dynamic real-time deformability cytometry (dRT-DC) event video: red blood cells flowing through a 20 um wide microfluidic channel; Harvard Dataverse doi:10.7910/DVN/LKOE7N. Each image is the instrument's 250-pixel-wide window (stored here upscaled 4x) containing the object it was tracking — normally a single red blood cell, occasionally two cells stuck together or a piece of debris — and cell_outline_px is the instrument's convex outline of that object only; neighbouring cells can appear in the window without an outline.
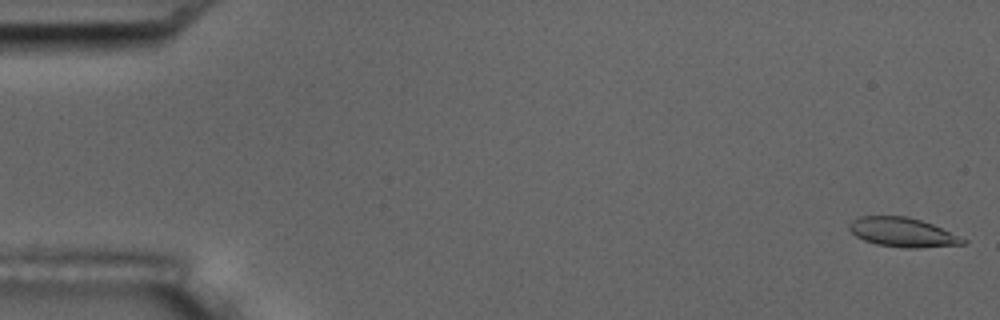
{"species": "common noctule bat (a hibernating species)", "species_latin": "Nyctalus noctula", "temperature_condition": "room temperature", "stored_images_in_passage": 5, "camera_frame_rate_fps": 3000, "um_per_image_px": 0.085, "animal": {"sex": "male", "body_mass_g": 17.5, "forearm_length_mm": 52.3}, "frame": {"image": 1, "passage_image": 1, "time_ms": 0.0, "image_size_px": [1000, 320], "cell_outline_px": [[968, 240], [964, 244], [916, 248], [904, 248], [876, 244], [864, 240], [856, 236], [848, 228], [848, 224], [852, 220], [860, 216], [908, 216], [932, 224]], "centroid_in_image_um": [76.69, 19.74], "position_along_channel_um": 8.3, "area_um2": 19.31}}
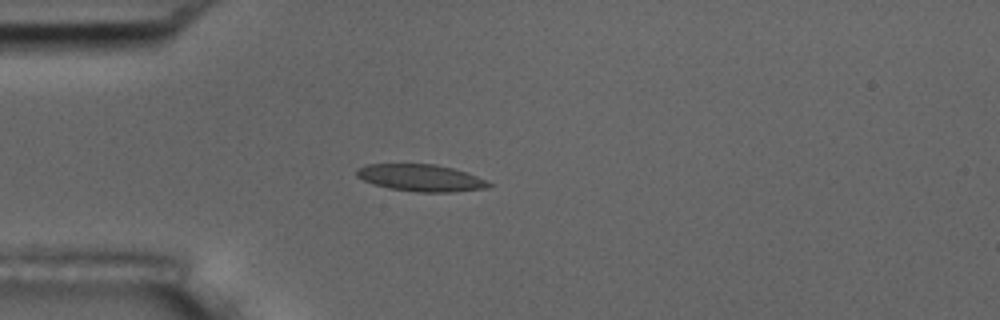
{"frame": {"image": 2, "passage_image": 5, "time_ms": 4.667, "image_size_px": [1000, 320], "cell_outline_px": [[492, 184], [488, 188], [452, 192], [420, 192], [388, 188], [372, 184], [356, 176], [356, 168], [364, 164], [436, 164], [468, 172]], "centroid_in_image_um": [35.74, 15.11], "position_along_channel_um": 49.3, "area_um2": 20.81}}